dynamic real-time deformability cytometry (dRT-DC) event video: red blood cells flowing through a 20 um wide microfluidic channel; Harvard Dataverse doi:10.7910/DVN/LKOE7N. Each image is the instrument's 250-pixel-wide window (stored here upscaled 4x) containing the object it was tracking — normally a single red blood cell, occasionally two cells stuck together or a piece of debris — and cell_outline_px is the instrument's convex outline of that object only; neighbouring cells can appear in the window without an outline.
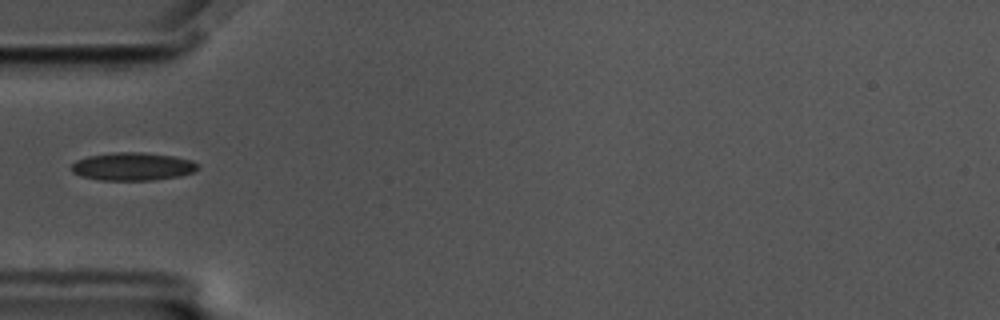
{"species": "common noctule bat (a hibernating species)", "species_latin": "Nyctalus noctula", "temperature_condition": "cold", "stored_images_in_passage": 40, "camera_frame_rate_fps": 3000, "um_per_image_px": 0.085, "animal": {"sex": "male", "body_mass_g": 17.5, "forearm_length_mm": 52.3}, "frame": {"image": 1, "passage_image": 1, "time_ms": 0.0, "image_size_px": [1000, 320], "cell_outline_px": [[200, 168], [192, 172], [180, 176], [152, 180], [100, 180], [80, 176], [72, 172], [72, 164], [76, 160], [88, 156], [116, 152], [144, 152], [172, 156], [192, 160], [200, 164]], "centroid_in_image_um": [11.3, 14.15], "position_along_channel_um": 73.7, "area_um2": 20.69}}
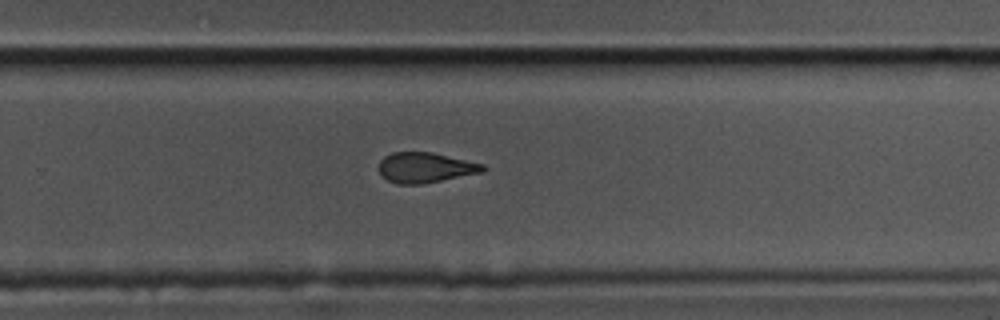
{"frame": {"image": 2, "passage_image": 20, "time_ms": 6.333, "image_size_px": [1000, 320], "cell_outline_px": [[484, 172], [420, 184], [396, 184], [388, 180], [380, 172], [380, 160], [384, 156], [392, 152], [432, 152], [484, 164]], "centroid_in_image_um": [36.15, 14.24], "position_along_channel_um": 293.7, "area_um2": 18.15}}
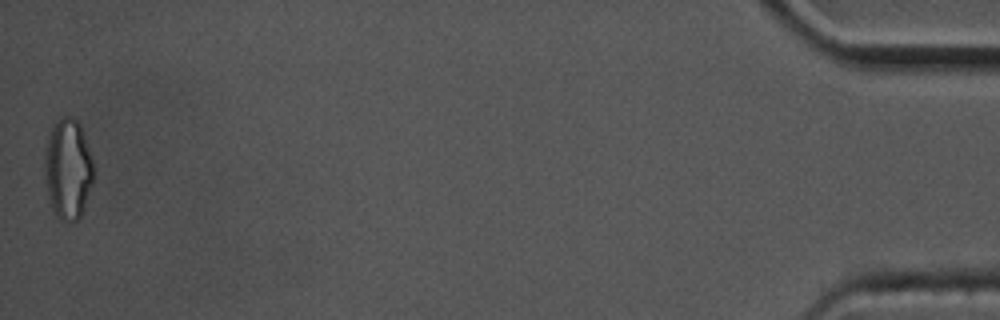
{"frame": {"image": 3, "passage_image": 40, "time_ms": 13.0, "image_size_px": [1000, 320], "cell_outline_px": [[92, 180], [84, 208], [80, 216], [76, 220], [60, 220], [52, 212], [44, 180], [44, 156], [48, 136], [52, 124], [60, 116], [72, 116], [80, 124], [92, 160]], "centroid_in_image_um": [5.72, 14.34], "position_along_channel_um": 429.5, "area_um2": 28.67}}